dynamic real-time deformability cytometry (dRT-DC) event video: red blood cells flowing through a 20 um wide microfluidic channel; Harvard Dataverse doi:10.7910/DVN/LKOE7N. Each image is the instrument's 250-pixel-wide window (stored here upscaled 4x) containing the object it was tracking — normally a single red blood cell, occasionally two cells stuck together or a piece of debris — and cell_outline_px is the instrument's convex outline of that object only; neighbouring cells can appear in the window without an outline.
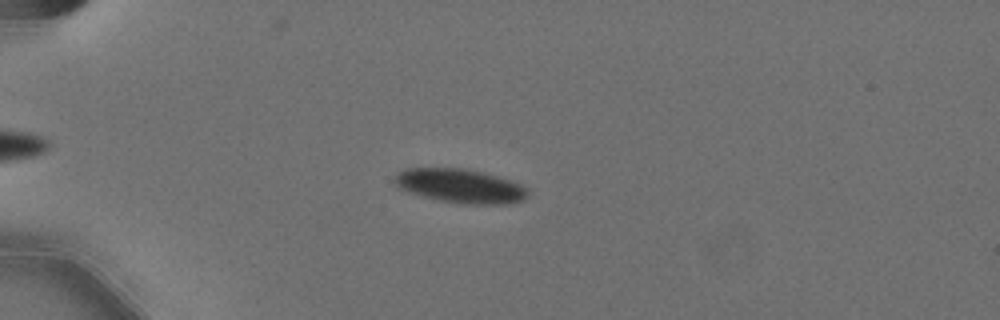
{"species": "Egyptian fruit bat (a non-hibernating species)", "species_latin": "Rousettus aegyptiacus", "temperature_condition": "cold", "stored_images_in_passage": 58, "camera_frame_rate_fps": 3000, "um_per_image_px": 0.085, "animal": {"sex": "female"}, "frame": {"image": 1, "passage_image": 16, "time_ms": 5.0, "image_size_px": [1000, 320], "cell_outline_px": [[528, 196], [524, 200], [508, 204], [464, 204], [440, 200], [420, 196], [396, 188], [392, 180], [396, 172], [404, 168], [464, 168], [512, 180], [528, 188]], "centroid_in_image_um": [39.07, 15.8], "position_along_channel_um": 45.9, "area_um2": 26.82}}
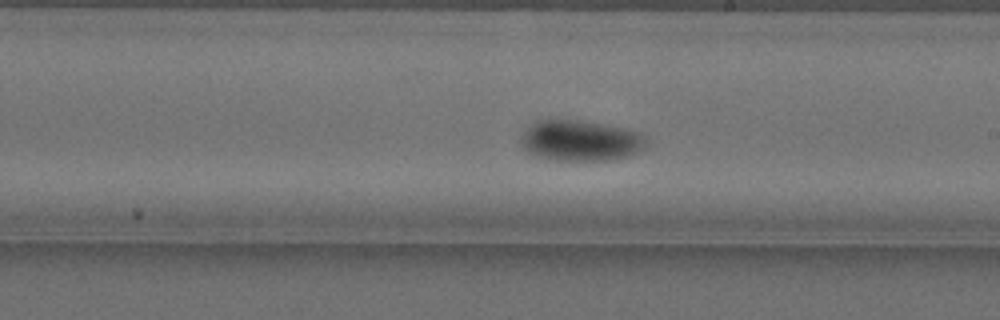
{"frame": {"image": 2, "passage_image": 35, "time_ms": 11.333, "image_size_px": [1000, 320], "cell_outline_px": [[644, 148], [628, 156], [612, 160], [556, 160], [536, 156], [528, 152], [524, 148], [520, 140], [524, 132], [532, 124], [540, 120], [560, 116], [604, 124], [624, 128], [636, 132], [644, 136]], "centroid_in_image_um": [49.29, 11.92], "position_along_channel_um": 239.7, "area_um2": 30.0}}
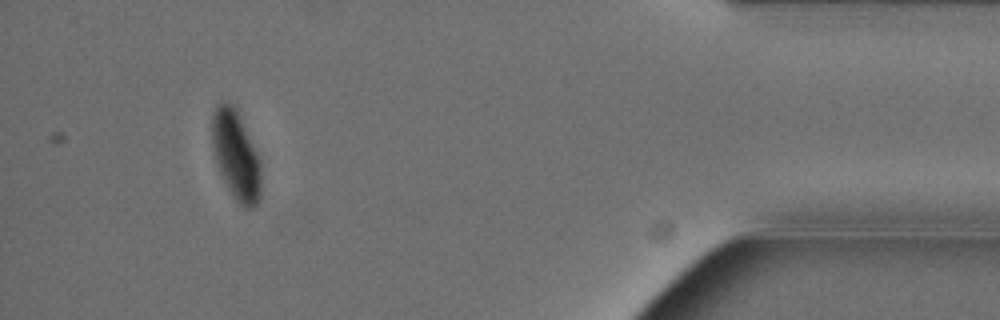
{"frame": {"image": 3, "passage_image": 54, "time_ms": 17.667, "image_size_px": [1000, 320], "cell_outline_px": [[260, 200], [252, 208], [244, 208], [232, 196], [220, 172], [216, 160], [212, 144], [212, 116], [216, 108], [220, 104], [232, 104], [236, 108], [260, 156]], "centroid_in_image_um": [20.08, 13.23], "position_along_channel_um": 415.1, "area_um2": 25.2}, "authors_computed_cell_mechanics": {"area_um2": 26.7614, "velocity_mm_per_s": 3.5603, "shape_relaxation_time_tau1_ms": 4.2296, "shape_relaxation_time_tau2_ms": null, "deformation_change_tau1": 0.1232, "deformation_change_tau2": null}}